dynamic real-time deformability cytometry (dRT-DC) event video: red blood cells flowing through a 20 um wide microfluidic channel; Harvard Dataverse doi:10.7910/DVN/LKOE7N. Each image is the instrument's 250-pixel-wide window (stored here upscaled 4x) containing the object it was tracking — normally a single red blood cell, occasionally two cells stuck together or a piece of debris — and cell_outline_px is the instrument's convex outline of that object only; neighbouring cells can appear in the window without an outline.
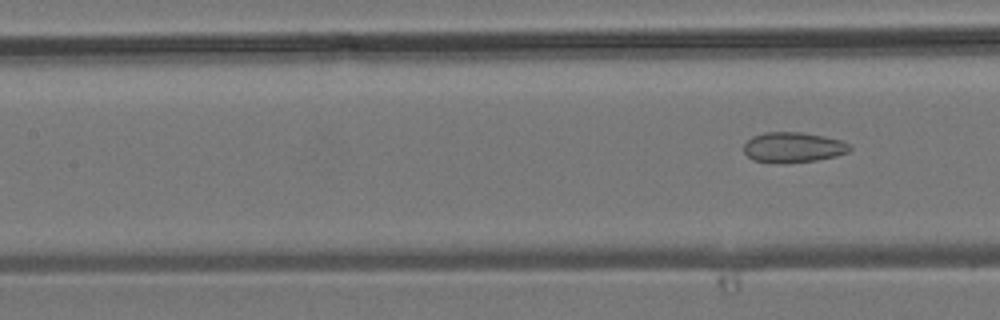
{"species": "common noctule bat (a hibernating species)", "species_latin": "Nyctalus noctula", "temperature_condition": "room temperature", "stored_images_in_passage": 7, "camera_frame_rate_fps": 3000, "um_per_image_px": 0.085, "animal": {"sex": "male", "body_mass_g": 19.2, "forearm_length_mm": 51.8}, "frame": {"image": 1, "passage_image": 7, "time_ms": 7.0, "image_size_px": [1000, 320], "cell_outline_px": [[852, 148], [848, 152], [836, 156], [816, 160], [784, 164], [776, 164], [752, 160], [744, 152], [744, 144], [752, 136], [764, 132], [800, 132], [824, 136], [840, 140], [848, 144]], "centroid_in_image_um": [67.38, 12.54], "position_along_channel_um": 140.0, "area_um2": 18.9}}